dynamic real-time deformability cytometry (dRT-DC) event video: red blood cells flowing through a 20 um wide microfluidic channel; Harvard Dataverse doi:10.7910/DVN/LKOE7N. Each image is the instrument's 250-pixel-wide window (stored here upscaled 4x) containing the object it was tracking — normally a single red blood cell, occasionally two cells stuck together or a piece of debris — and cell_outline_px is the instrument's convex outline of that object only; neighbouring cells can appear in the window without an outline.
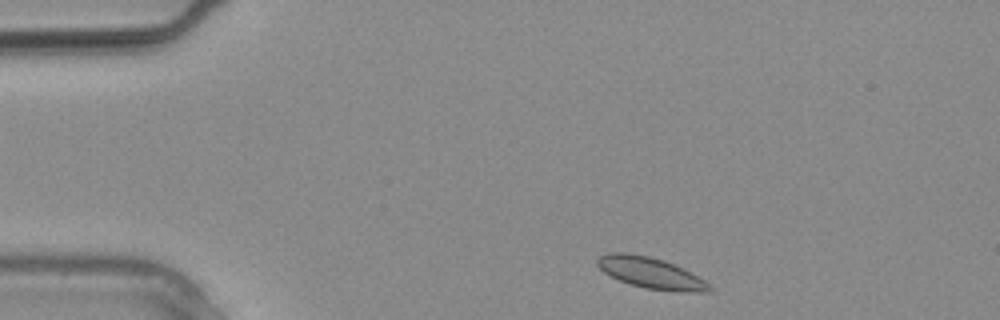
{"species": "common noctule bat (a hibernating species)", "species_latin": "Nyctalus noctula", "temperature_condition": "warm", "stored_images_in_passage": 24, "camera_frame_rate_fps": 3000, "um_per_image_px": 0.085, "animal": {"sex": "male", "body_mass_g": 20.4}, "frame": {"image": 1, "passage_image": 1, "time_ms": 0.0, "image_size_px": [1000, 320], "cell_outline_px": [[712, 288], [708, 292], [680, 292], [648, 288], [632, 284], [620, 280], [604, 272], [596, 264], [596, 260], [600, 256], [612, 252], [624, 252], [648, 256], [664, 260], [704, 280]], "centroid_in_image_um": [55.29, 23.19], "position_along_channel_um": 29.7, "area_um2": 19.77}}